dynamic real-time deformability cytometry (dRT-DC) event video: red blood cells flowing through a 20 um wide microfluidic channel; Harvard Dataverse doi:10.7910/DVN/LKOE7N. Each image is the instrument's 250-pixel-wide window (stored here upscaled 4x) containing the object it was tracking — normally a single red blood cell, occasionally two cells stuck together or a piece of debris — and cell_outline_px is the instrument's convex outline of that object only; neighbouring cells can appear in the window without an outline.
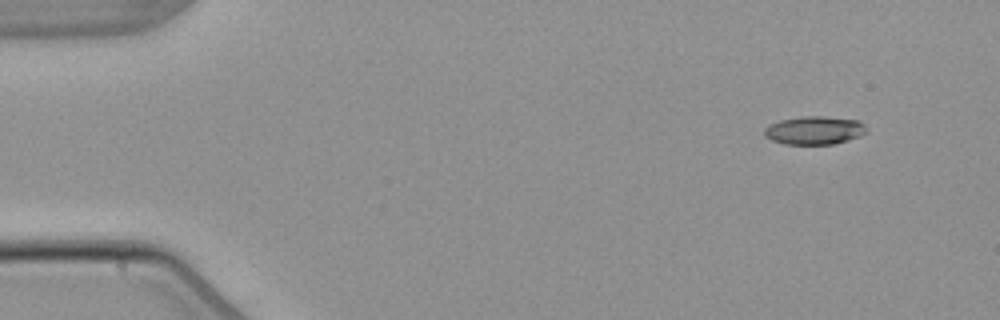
{"species": "common noctule bat (a hibernating species)", "species_latin": "Nyctalus noctula", "temperature_condition": "warm", "stored_images_in_passage": 6, "segment_of_instrument_passage": [2, 2], "camera_frame_rate_fps": 3000, "um_per_image_px": 0.085, "animal": {"sex": "male", "body_mass_g": 21.5, "forearm_length_mm": 52.0}, "frame": {"image": 1, "passage_image": 6, "time_ms": 7.0, "image_size_px": [1000, 320], "cell_outline_px": [[864, 132], [860, 136], [848, 140], [832, 144], [784, 144], [772, 140], [764, 136], [764, 128], [768, 124], [780, 120], [804, 116], [824, 116], [860, 120], [864, 124]], "centroid_in_image_um": [69.19, 11.07], "position_along_channel_um": 15.8, "area_um2": 16.82}}